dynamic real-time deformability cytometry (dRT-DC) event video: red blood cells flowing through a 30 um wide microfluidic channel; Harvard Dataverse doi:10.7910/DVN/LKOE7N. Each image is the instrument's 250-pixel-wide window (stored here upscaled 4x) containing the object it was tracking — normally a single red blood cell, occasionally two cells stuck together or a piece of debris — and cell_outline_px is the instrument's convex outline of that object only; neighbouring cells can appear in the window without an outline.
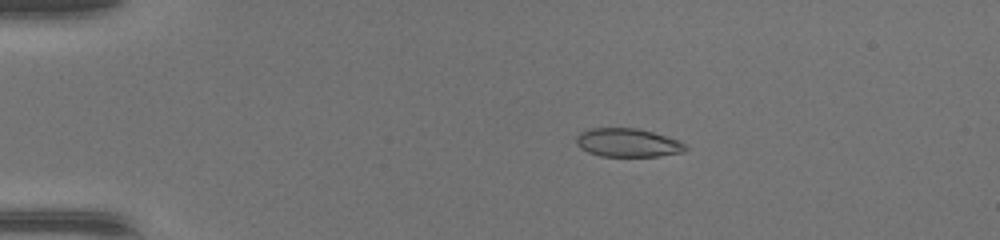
{"species": "common noctule bat (a hibernating species)", "species_latin": "Nyctalus noctula", "temperature_condition": "warm", "stored_images_in_passage": 48, "camera_frame_rate_fps": 3000, "um_per_image_px": 0.085, "animal": {"sex": "female", "body_mass_g": 17.0, "forearm_length_mm": 48.0}, "frame": {"image": 1, "passage_image": 11, "time_ms": 3.333, "image_size_px": [1000, 240], "cell_outline_px": [[688, 148], [684, 152], [660, 156], [600, 156], [588, 152], [580, 148], [576, 144], [576, 136], [580, 132], [588, 128], [636, 128], [652, 132], [680, 140]], "centroid_in_image_um": [53.34, 12.13], "position_along_channel_um": 31.7, "area_um2": 18.26}}
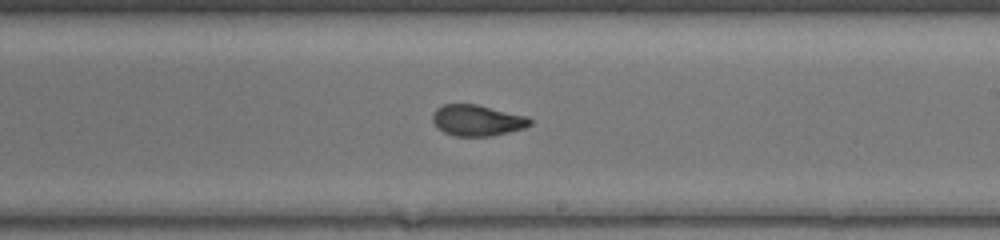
{"frame": {"image": 2, "passage_image": 30, "time_ms": 9.667, "image_size_px": [1000, 240], "cell_outline_px": [[532, 124], [524, 128], [492, 136], [456, 136], [444, 132], [436, 128], [432, 120], [432, 112], [436, 108], [444, 104], [476, 104], [528, 116], [532, 120]], "centroid_in_image_um": [40.54, 10.23], "position_along_channel_um": 248.5, "area_um2": 17.8}}
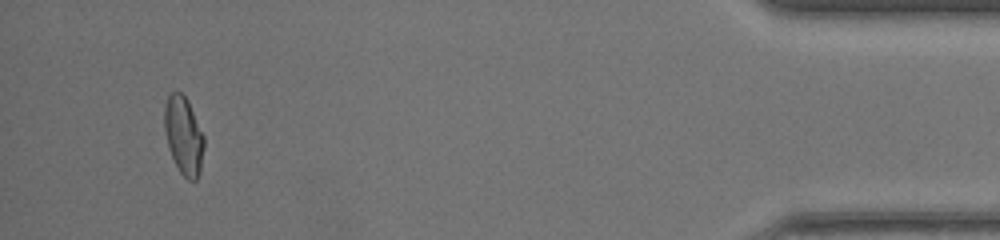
{"frame": {"image": 3, "passage_image": 46, "time_ms": 15.0, "image_size_px": [1000, 240], "cell_outline_px": [[204, 148], [200, 172], [196, 180], [188, 180], [180, 172], [168, 148], [164, 128], [164, 104], [168, 96], [172, 92], [180, 92], [188, 100], [204, 136]], "centroid_in_image_um": [15.61, 11.52], "position_along_channel_um": 419.6, "area_um2": 18.03}}